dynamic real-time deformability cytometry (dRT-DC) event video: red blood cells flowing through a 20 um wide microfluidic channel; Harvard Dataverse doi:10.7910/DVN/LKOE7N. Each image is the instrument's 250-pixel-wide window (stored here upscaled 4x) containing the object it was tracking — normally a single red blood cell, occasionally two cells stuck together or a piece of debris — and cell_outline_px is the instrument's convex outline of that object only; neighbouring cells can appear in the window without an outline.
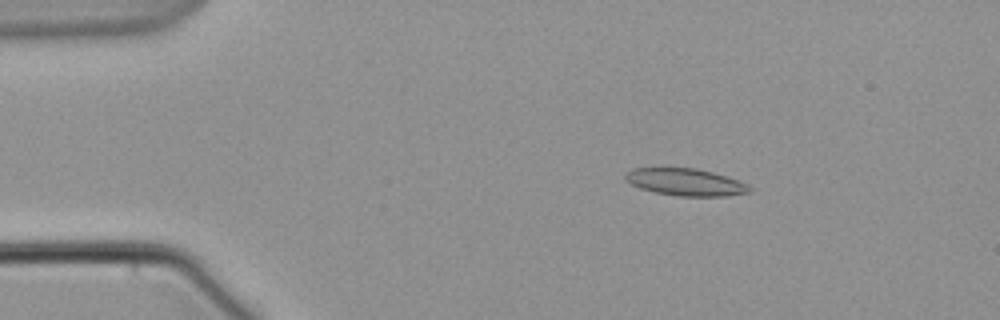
{"species": "common noctule bat (a hibernating species)", "species_latin": "Nyctalus noctula", "temperature_condition": "warm", "stored_images_in_passage": 6, "camera_frame_rate_fps": 3000, "um_per_image_px": 0.085, "animal": {"sex": "male", "body_mass_g": 21.5, "forearm_length_mm": 52.0}, "frame": {"image": 1, "passage_image": 3, "time_ms": 2.333, "image_size_px": [1000, 320], "cell_outline_px": [[752, 192], [728, 196], [676, 196], [656, 192], [640, 188], [632, 184], [624, 176], [632, 168], [696, 168], [712, 172], [748, 184], [752, 188]], "centroid_in_image_um": [58.31, 15.49], "position_along_channel_um": 26.7, "area_um2": 19.48}}
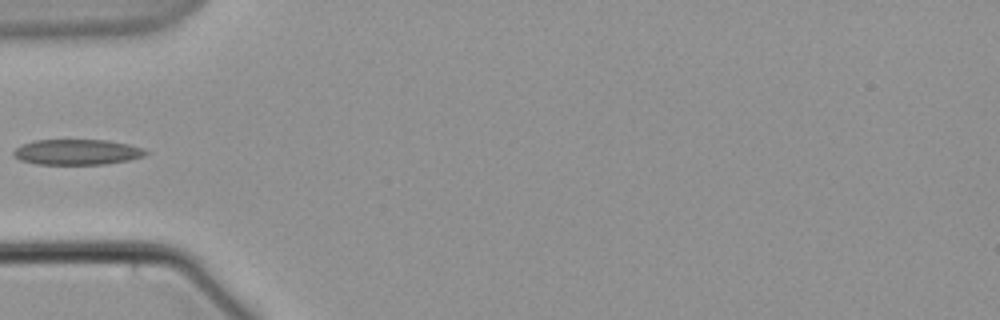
{"frame": {"image": 2, "passage_image": 6, "time_ms": 6.0, "image_size_px": [1000, 320], "cell_outline_px": [[148, 152], [144, 156], [128, 160], [104, 164], [36, 164], [20, 160], [12, 156], [12, 152], [20, 144], [36, 140], [108, 140], [128, 144], [144, 148]], "centroid_in_image_um": [6.52, 12.92], "position_along_channel_um": 78.5, "area_um2": 19.71}}